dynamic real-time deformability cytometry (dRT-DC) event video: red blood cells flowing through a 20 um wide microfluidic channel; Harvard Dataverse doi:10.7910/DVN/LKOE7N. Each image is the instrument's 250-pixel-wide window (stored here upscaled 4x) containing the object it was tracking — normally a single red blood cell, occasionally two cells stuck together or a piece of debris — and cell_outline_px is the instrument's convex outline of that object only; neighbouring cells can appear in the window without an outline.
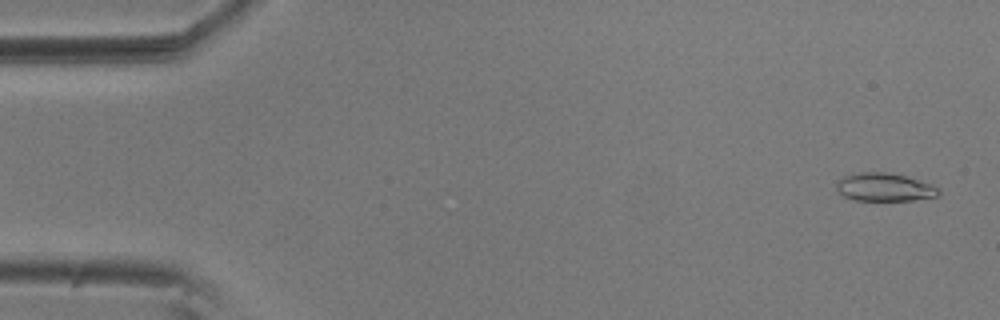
{"species": "common noctule bat (a hibernating species)", "species_latin": "Nyctalus noctula", "temperature_condition": "room temperature", "stored_images_in_passage": 55, "camera_frame_rate_fps": 3000, "um_per_image_px": 0.085, "animal": {"sex": "male", "body_mass_g": 20.5, "forearm_length_mm": 52.5}, "frame": {"image": 1, "passage_image": 2, "time_ms": 0.333, "image_size_px": [1000, 320], "cell_outline_px": [[940, 192], [936, 196], [912, 200], [852, 200], [844, 196], [836, 188], [836, 184], [844, 176], [860, 172], [884, 172], [904, 176], [932, 184], [940, 188]], "centroid_in_image_um": [75.18, 15.91], "position_along_channel_um": 9.8, "area_um2": 16.53}}
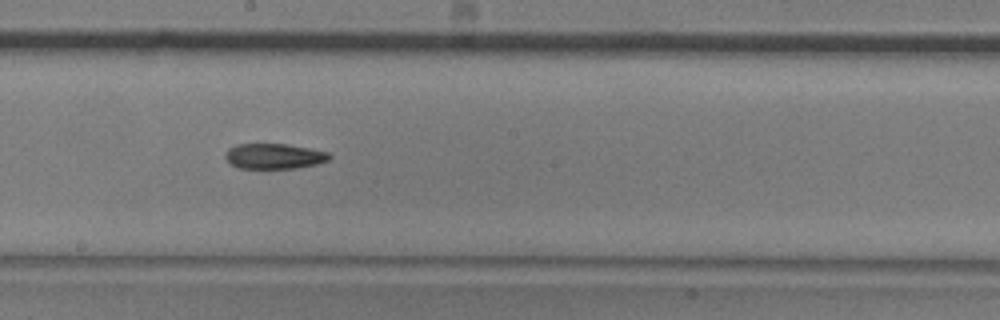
{"frame": {"image": 2, "passage_image": 30, "time_ms": 9.667, "image_size_px": [1000, 320], "cell_outline_px": [[332, 156], [328, 160], [316, 164], [296, 168], [240, 168], [232, 164], [224, 156], [224, 152], [228, 148], [236, 144], [288, 144], [328, 152]], "centroid_in_image_um": [23.29, 13.27], "position_along_channel_um": 224.9, "area_um2": 15.32}}
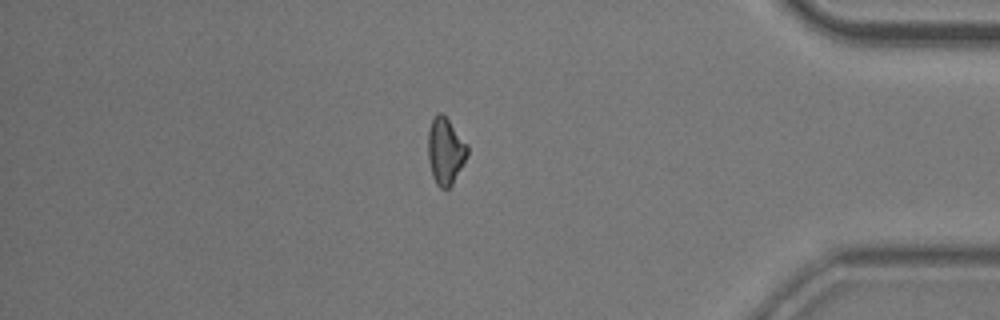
{"frame": {"image": 3, "passage_image": 47, "time_ms": 15.333, "image_size_px": [1000, 320], "cell_outline_px": [[468, 156], [452, 184], [448, 188], [440, 188], [436, 184], [432, 176], [428, 160], [428, 128], [436, 112], [440, 112], [448, 120], [468, 144]], "centroid_in_image_um": [37.85, 12.84], "position_along_channel_um": 397.3, "area_um2": 15.37}}